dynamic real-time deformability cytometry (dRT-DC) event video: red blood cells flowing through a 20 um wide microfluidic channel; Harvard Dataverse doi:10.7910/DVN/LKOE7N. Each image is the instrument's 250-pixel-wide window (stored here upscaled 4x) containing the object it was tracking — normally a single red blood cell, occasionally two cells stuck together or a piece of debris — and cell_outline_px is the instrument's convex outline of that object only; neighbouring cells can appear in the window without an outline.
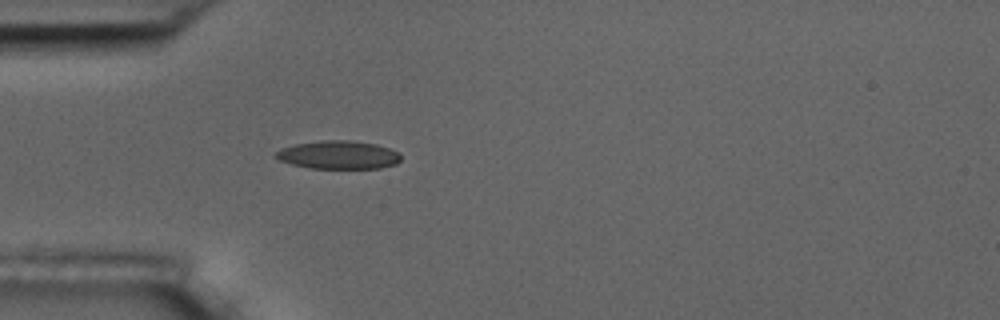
{"species": "common noctule bat (a hibernating species)", "species_latin": "Nyctalus noctula", "temperature_condition": "room temperature", "stored_images_in_passage": 1, "camera_frame_rate_fps": 3000, "um_per_image_px": 0.085, "animal": {"sex": "male", "body_mass_g": 17.5, "forearm_length_mm": 52.3}, "frame": {"image": 1, "passage_image": 1, "time_ms": 0.0, "image_size_px": [1000, 320], "cell_outline_px": [[400, 160], [396, 164], [380, 168], [312, 168], [292, 164], [280, 160], [276, 156], [276, 152], [280, 148], [292, 144], [320, 140], [348, 140], [376, 144], [400, 152]], "centroid_in_image_um": [28.77, 13.15], "position_along_channel_um": 56.2, "area_um2": 20.58}}